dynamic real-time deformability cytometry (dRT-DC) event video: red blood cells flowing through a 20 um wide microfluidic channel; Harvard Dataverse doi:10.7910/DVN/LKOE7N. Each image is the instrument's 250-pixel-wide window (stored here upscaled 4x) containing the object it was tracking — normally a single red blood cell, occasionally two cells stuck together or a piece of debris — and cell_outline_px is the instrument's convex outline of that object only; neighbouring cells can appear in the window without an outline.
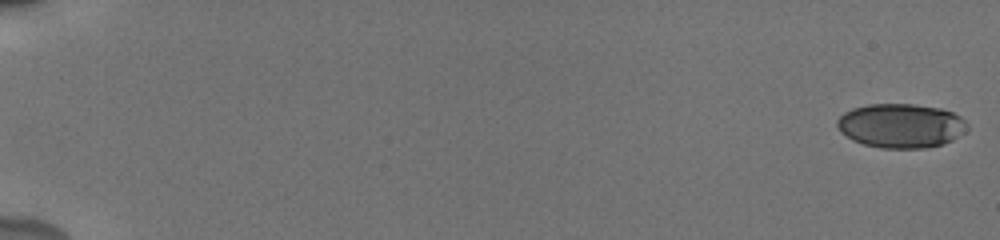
{"species": "human", "species_latin": "Homo sapiens", "temperature_condition": "cold", "stored_images_in_passage": 56, "camera_frame_rate_fps": 3000, "um_per_image_px": 0.085, "donor": {"sex": "male"}, "frame": {"image": 1, "passage_image": 1, "time_ms": 0.0, "image_size_px": [1000, 240], "cell_outline_px": [[968, 128], [964, 132], [952, 140], [944, 144], [924, 148], [880, 148], [864, 144], [852, 140], [840, 132], [836, 124], [836, 120], [844, 112], [852, 108], [868, 104], [912, 104], [940, 108], [952, 112], [960, 116], [968, 124]], "centroid_in_image_um": [76.56, 10.68], "position_along_channel_um": 8.4, "area_um2": 33.7}}
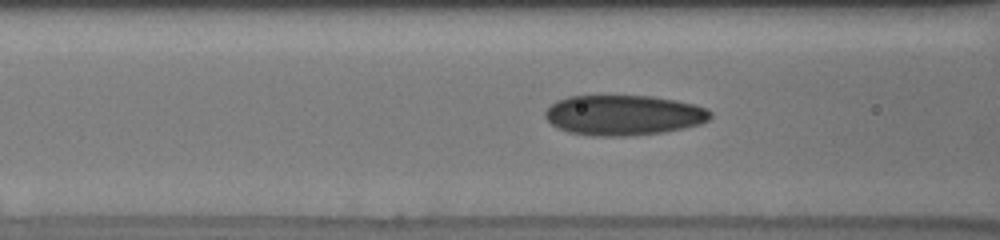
{"frame": {"image": 2, "passage_image": 25, "time_ms": 8.0, "image_size_px": [1000, 240], "cell_outline_px": [[712, 116], [708, 120], [700, 124], [684, 128], [664, 132], [624, 136], [592, 136], [568, 132], [556, 128], [544, 116], [544, 112], [556, 100], [568, 96], [652, 96], [676, 100], [696, 104], [708, 108], [712, 112]], "centroid_in_image_um": [53.02, 9.79], "position_along_channel_um": 113.6, "area_um2": 39.02}}
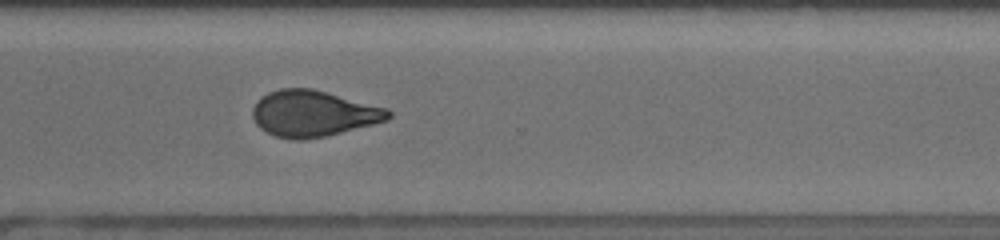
{"frame": {"image": 3, "passage_image": 43, "time_ms": 14.0, "image_size_px": [1000, 240], "cell_outline_px": [[392, 116], [388, 120], [324, 136], [304, 140], [292, 140], [276, 136], [260, 128], [256, 124], [252, 116], [252, 108], [256, 100], [268, 92], [280, 88], [312, 88], [388, 108], [392, 112]], "centroid_in_image_um": [26.61, 9.64], "position_along_channel_um": 344.0, "area_um2": 36.53}, "authors_computed_cell_mechanics": {"area_um2": 36.125, "velocity_mm_per_s": 3.8479, "shape_relaxation_time_tau1_ms": 7.8823, "shape_relaxation_time_tau2_ms": 1.397, "deformation_change_tau1": 0.1913, "deformation_change_tau2": 0.0761}}